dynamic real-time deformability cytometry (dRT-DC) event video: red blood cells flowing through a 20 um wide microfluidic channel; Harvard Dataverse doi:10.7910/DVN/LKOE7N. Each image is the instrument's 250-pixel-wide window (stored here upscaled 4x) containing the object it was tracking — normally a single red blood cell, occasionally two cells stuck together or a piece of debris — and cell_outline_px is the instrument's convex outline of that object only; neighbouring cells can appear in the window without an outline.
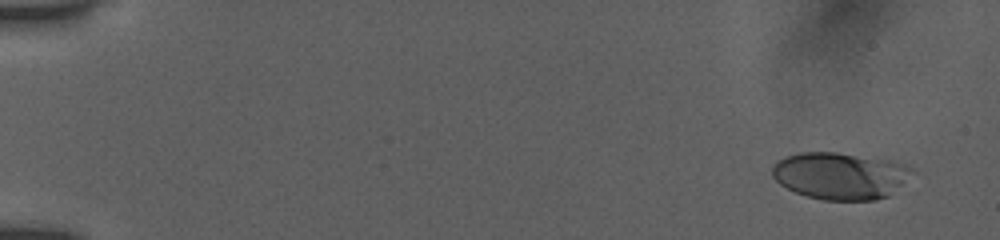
{"species": "human", "species_latin": "Homo sapiens", "temperature_condition": "room temperature", "stored_images_in_passage": 51, "camera_frame_rate_fps": 3000, "um_per_image_px": 0.085, "donor": {"sex": "female"}, "frame": {"image": 1, "passage_image": 1, "time_ms": 0.0, "image_size_px": [1000, 240], "cell_outline_px": [[912, 168], [900, 184], [888, 196], [872, 200], [824, 200], [808, 196], [796, 192], [780, 184], [772, 176], [772, 168], [780, 160], [788, 156], [800, 152], [836, 152], [888, 160], [904, 164]], "centroid_in_image_um": [71.36, 14.94], "position_along_channel_um": 13.6, "area_um2": 37.4}}
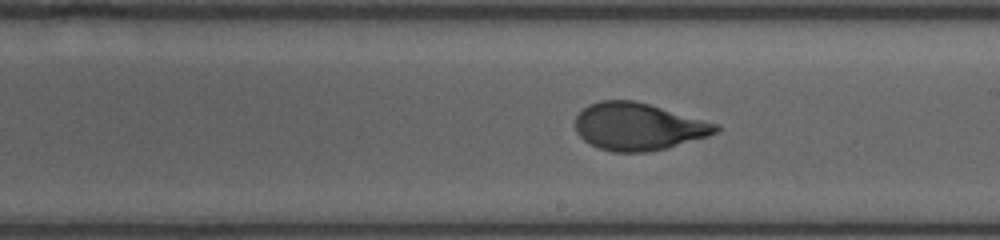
{"frame": {"image": 2, "passage_image": 30, "time_ms": 9.667, "image_size_px": [1000, 240], "cell_outline_px": [[720, 128], [716, 132], [708, 136], [664, 148], [648, 152], [612, 152], [600, 148], [584, 140], [576, 132], [576, 116], [588, 104], [600, 100], [632, 100], [648, 104], [720, 124]], "centroid_in_image_um": [54.24, 10.75], "position_along_channel_um": 234.8, "area_um2": 38.44}}
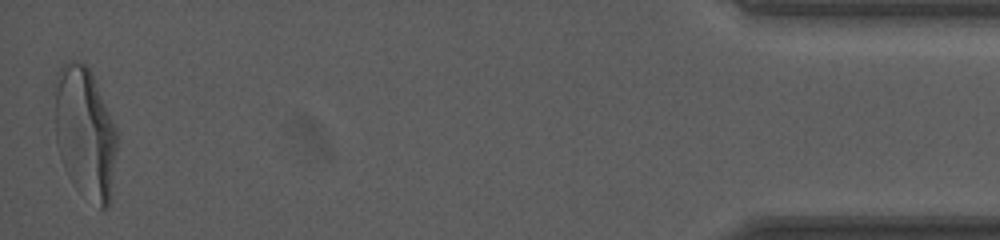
{"frame": {"image": 3, "passage_image": 51, "time_ms": 16.667, "image_size_px": [1000, 240], "cell_outline_px": [[116, 148], [112, 192], [108, 208], [100, 208], [68, 176], [64, 168], [56, 144], [52, 84], [56, 72], [68, 60], [72, 60], [84, 64], [92, 72], [116, 128]], "centroid_in_image_um": [7.18, 11.19], "position_along_channel_um": 428.0, "area_um2": 48.03}, "authors_computed_cell_mechanics": {"area_um2": 38.4948, "velocity_mm_per_s": 3.8946, "shape_relaxation_time_tau1_ms": 3.8459, "shape_relaxation_time_tau2_ms": null, "deformation_change_tau1": 0.1905, "deformation_change_tau2": null}}